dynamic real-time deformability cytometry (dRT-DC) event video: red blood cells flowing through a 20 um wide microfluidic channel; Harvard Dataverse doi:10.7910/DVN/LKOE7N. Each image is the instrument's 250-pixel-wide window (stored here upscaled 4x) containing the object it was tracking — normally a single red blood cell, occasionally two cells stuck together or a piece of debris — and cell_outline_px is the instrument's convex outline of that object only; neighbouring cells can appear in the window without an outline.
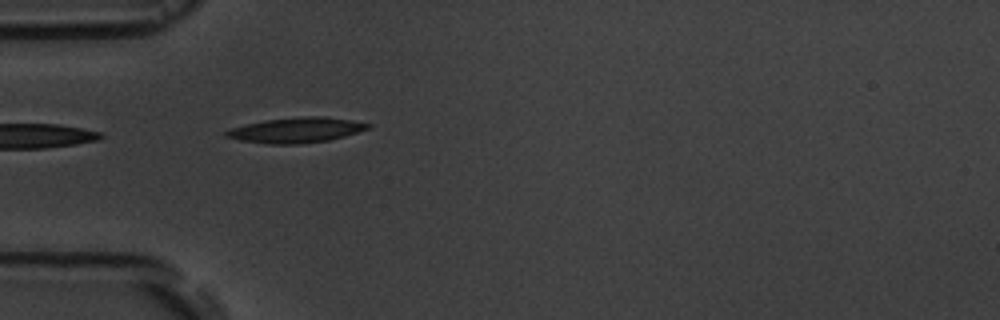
{"species": "common noctule bat (a hibernating species)", "species_latin": "Nyctalus noctula", "temperature_condition": "room temperature", "stored_images_in_passage": 4, "camera_frame_rate_fps": 3000, "um_per_image_px": 0.085, "animal": {"sex": "male", "body_mass_g": 19.5, "forearm_length_mm": 54.6}, "frame": {"image": 1, "passage_image": 1, "time_ms": 0.0, "image_size_px": [1000, 320], "cell_outline_px": [[372, 124], [368, 128], [344, 136], [328, 140], [300, 144], [268, 144], [240, 140], [224, 136], [224, 132], [232, 128], [264, 120], [308, 116], [324, 116], [352, 120]], "centroid_in_image_um": [25.17, 11.06], "position_along_channel_um": 59.8, "area_um2": 20.58}}
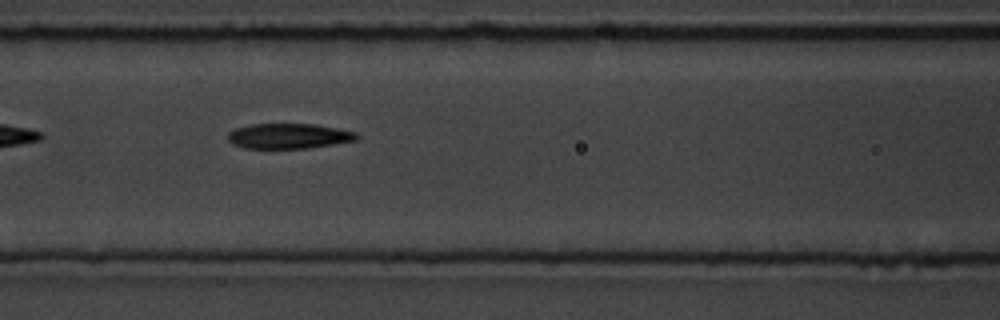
{"frame": {"image": 2, "passage_image": 3, "time_ms": 2.333, "image_size_px": [1000, 320], "cell_outline_px": [[360, 136], [356, 140], [308, 148], [244, 148], [232, 144], [228, 140], [228, 132], [236, 128], [252, 124], [316, 124], [356, 132]], "centroid_in_image_um": [24.53, 11.56], "position_along_channel_um": 142.1, "area_um2": 18.84}}
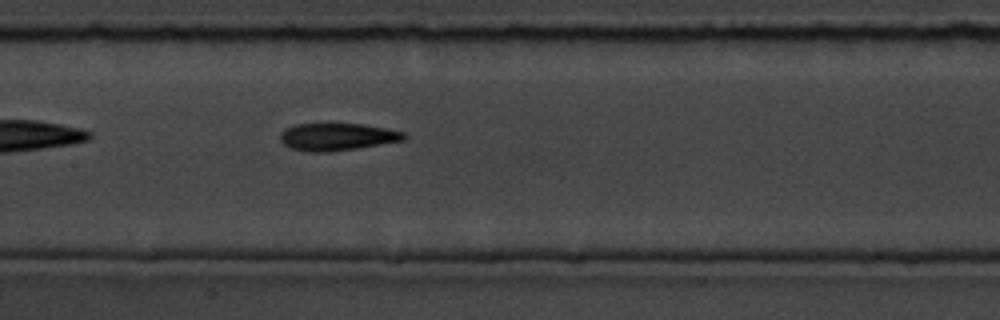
{"frame": {"image": 3, "passage_image": 4, "time_ms": 3.333, "image_size_px": [1000, 320], "cell_outline_px": [[408, 136], [404, 140], [356, 148], [328, 152], [308, 152], [292, 148], [284, 144], [280, 140], [280, 132], [284, 128], [296, 124], [364, 124], [388, 128], [404, 132]], "centroid_in_image_um": [28.66, 11.62], "position_along_channel_um": 178.7, "area_um2": 19.77}}